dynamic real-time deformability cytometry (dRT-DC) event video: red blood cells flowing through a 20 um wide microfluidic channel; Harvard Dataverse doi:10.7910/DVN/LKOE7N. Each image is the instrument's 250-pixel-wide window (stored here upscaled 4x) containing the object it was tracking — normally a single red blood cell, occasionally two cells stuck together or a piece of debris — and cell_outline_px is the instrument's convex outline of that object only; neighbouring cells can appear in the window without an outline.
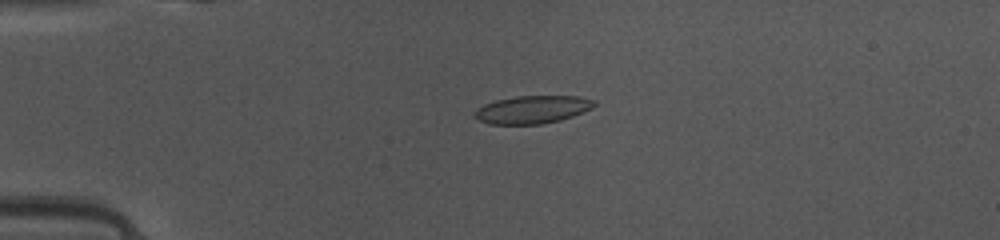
{"species": "common noctule bat (a hibernating species)", "species_latin": "Nyctalus noctula", "temperature_condition": "warm", "stored_images_in_passage": 48, "camera_frame_rate_fps": 3000, "um_per_image_px": 0.085, "animal": {"sex": "female", "body_mass_g": 10.0, "forearm_length_mm": 53.1}, "frame": {"image": 1, "passage_image": 12, "time_ms": 3.667, "image_size_px": [1000, 240], "cell_outline_px": [[596, 104], [592, 108], [572, 116], [560, 120], [540, 124], [488, 124], [472, 116], [472, 112], [476, 108], [484, 104], [496, 100], [516, 96], [576, 96], [596, 100]], "centroid_in_image_um": [45.21, 9.31], "position_along_channel_um": 39.8, "area_um2": 19.48}}
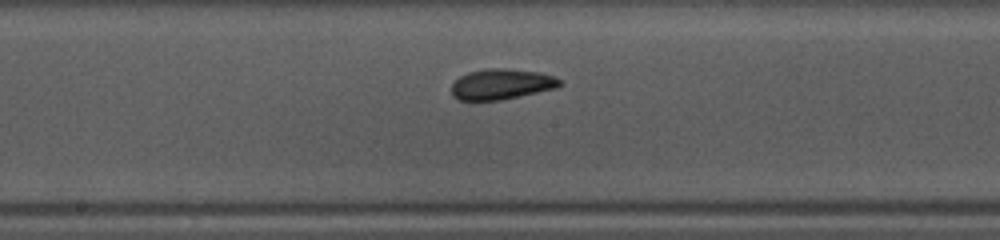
{"frame": {"image": 2, "passage_image": 26, "time_ms": 8.333, "image_size_px": [1000, 240], "cell_outline_px": [[564, 84], [556, 88], [520, 96], [500, 100], [460, 100], [452, 96], [452, 84], [460, 76], [468, 72], [484, 68], [504, 68], [540, 72], [556, 76]], "centroid_in_image_um": [42.65, 7.14], "position_along_channel_um": 205.6, "area_um2": 19.42}}
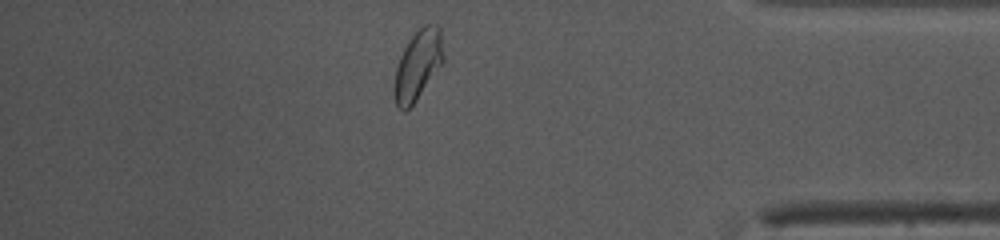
{"frame": {"image": 3, "passage_image": 42, "time_ms": 13.667, "image_size_px": [1000, 240], "cell_outline_px": [[444, 60], [416, 100], [404, 112], [396, 104], [396, 68], [400, 56], [404, 48], [412, 36], [424, 24], [436, 24], [440, 28], [444, 56]], "centroid_in_image_um": [35.55, 5.47], "position_along_channel_um": 399.6, "area_um2": 19.25}, "authors_computed_cell_mechanics": {"area_um2": 19.4497, "velocity_mm_per_s": 4.1382, "shape_relaxation_time_tau1_ms": 2.385, "shape_relaxation_time_tau2_ms": 2.3864, "deformation_change_tau1": 0.1146, "deformation_change_tau2": 0.0369}}